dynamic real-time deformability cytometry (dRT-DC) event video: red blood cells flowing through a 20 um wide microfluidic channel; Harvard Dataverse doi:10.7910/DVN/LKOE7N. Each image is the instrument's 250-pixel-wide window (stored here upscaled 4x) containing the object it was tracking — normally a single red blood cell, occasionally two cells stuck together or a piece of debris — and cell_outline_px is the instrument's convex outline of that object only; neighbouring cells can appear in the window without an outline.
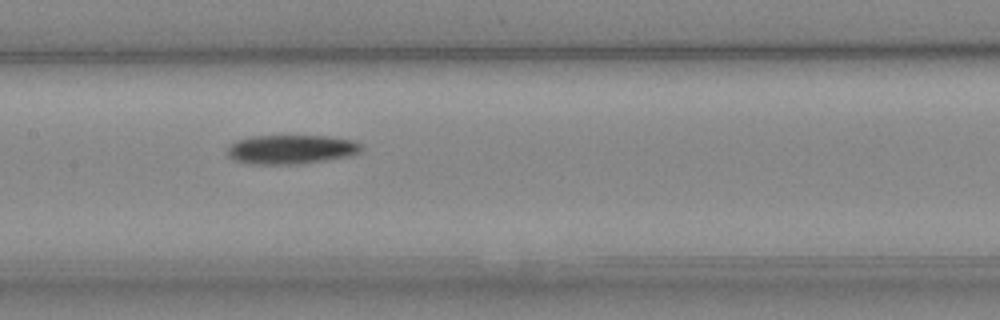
{"species": "Egyptian fruit bat (a non-hibernating species)", "species_latin": "Rousettus aegyptiacus", "temperature_condition": "cold", "stored_images_in_passage": 10, "camera_frame_rate_fps": 3000, "um_per_image_px": 0.085, "animal": {"sex": "female"}, "frame": {"image": 1, "passage_image": 7, "time_ms": 7.667, "image_size_px": [1000, 320], "cell_outline_px": [[364, 148], [360, 152], [352, 156], [300, 164], [256, 164], [232, 160], [228, 156], [228, 144], [236, 140], [252, 136], [328, 136], [356, 140]], "centroid_in_image_um": [24.78, 12.69], "position_along_channel_um": 182.6, "area_um2": 23.06}}
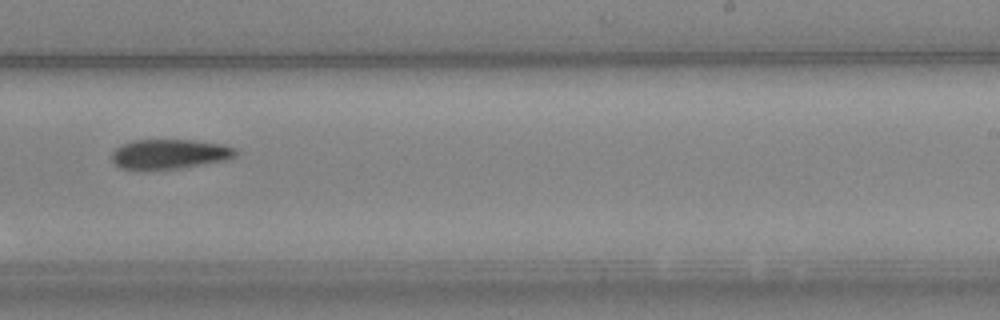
{"frame": {"image": 2, "passage_image": 9, "time_ms": 10.0, "image_size_px": [1000, 320], "cell_outline_px": [[236, 156], [224, 160], [184, 168], [120, 168], [112, 160], [112, 152], [120, 144], [132, 140], [196, 140], [224, 144], [236, 148]], "centroid_in_image_um": [14.44, 13.07], "position_along_channel_um": 274.6, "area_um2": 21.27}}
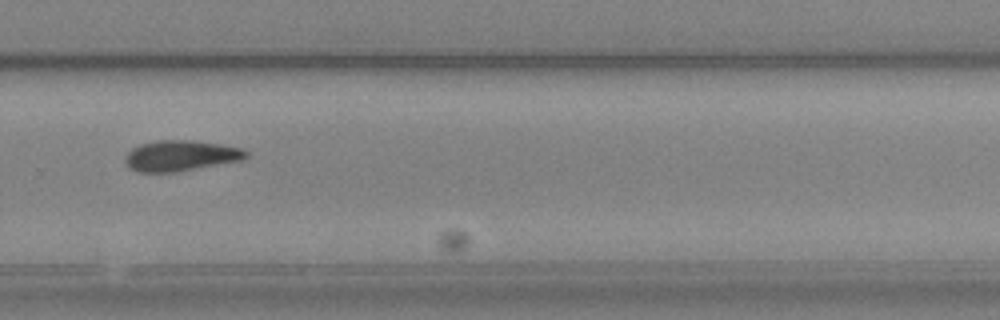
{"frame": {"image": 3, "passage_image": 10, "time_ms": 11.0, "image_size_px": [1000, 320], "cell_outline_px": [[248, 156], [244, 160], [176, 172], [136, 172], [128, 168], [124, 160], [124, 156], [132, 148], [140, 144], [156, 140], [192, 140], [220, 144], [244, 148], [248, 152]], "centroid_in_image_um": [15.36, 13.24], "position_along_channel_um": 314.4, "area_um2": 21.96}}